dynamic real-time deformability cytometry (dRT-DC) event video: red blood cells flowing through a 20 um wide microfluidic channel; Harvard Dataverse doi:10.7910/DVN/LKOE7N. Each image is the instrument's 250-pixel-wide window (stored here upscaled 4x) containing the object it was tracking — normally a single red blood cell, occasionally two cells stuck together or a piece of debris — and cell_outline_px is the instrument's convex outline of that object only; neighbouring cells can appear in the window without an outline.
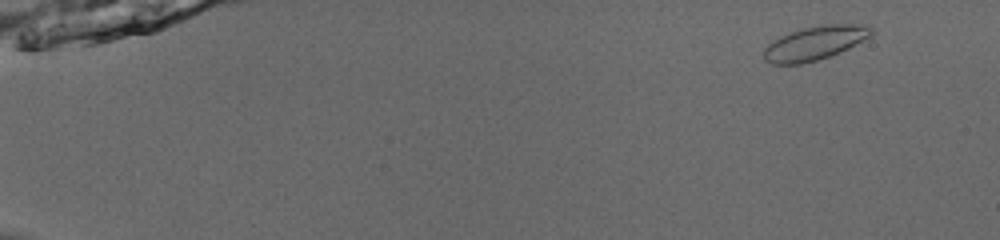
{"species": "common noctule bat (a hibernating species)", "species_latin": "Nyctalus noctula", "temperature_condition": "room temperature", "stored_images_in_passage": 53, "camera_frame_rate_fps": 3000, "um_per_image_px": 0.085, "animal": {"sex": "male", "body_mass_g": 13.0, "forearm_length_mm": 53.1}, "frame": {"image": 1, "passage_image": 3, "time_ms": 0.667, "image_size_px": [1000, 240], "cell_outline_px": [[872, 36], [840, 52], [816, 60], [800, 64], [772, 64], [764, 60], [764, 48], [768, 44], [780, 36], [804, 28], [824, 24], [868, 24], [872, 28]], "centroid_in_image_um": [69.28, 3.65], "position_along_channel_um": 15.7, "area_um2": 21.1}}
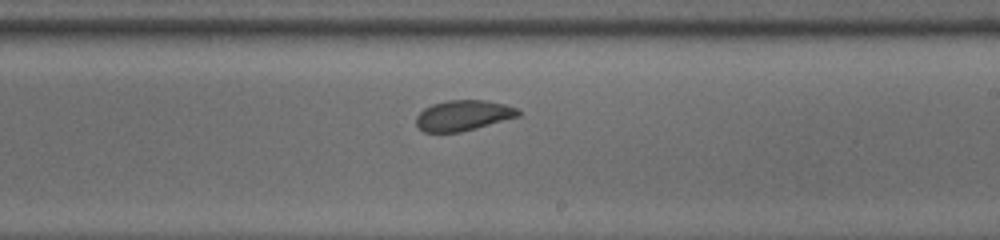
{"frame": {"image": 2, "passage_image": 33, "time_ms": 10.667, "image_size_px": [1000, 240], "cell_outline_px": [[520, 116], [476, 128], [460, 132], [424, 132], [416, 124], [416, 116], [424, 108], [432, 104], [448, 100], [484, 100], [504, 104], [516, 108], [520, 112]], "centroid_in_image_um": [39.36, 9.81], "position_along_channel_um": 249.6, "area_um2": 18.03}}
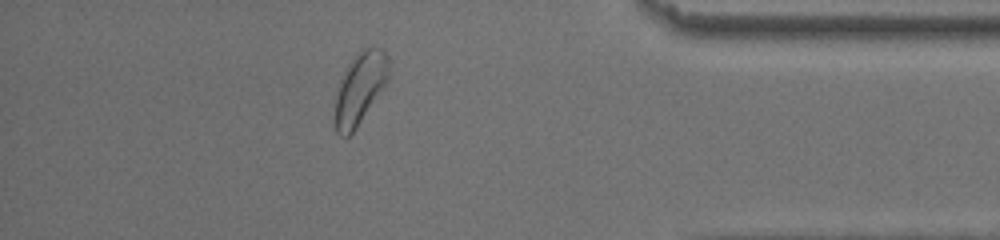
{"frame": {"image": 3, "passage_image": 47, "time_ms": 15.333, "image_size_px": [1000, 240], "cell_outline_px": [[388, 80], [356, 128], [348, 136], [340, 136], [336, 132], [336, 96], [340, 80], [348, 64], [364, 48], [380, 48], [388, 56]], "centroid_in_image_um": [30.6, 7.5], "position_along_channel_um": 404.6, "area_um2": 21.68}, "authors_computed_cell_mechanics": {"area_um2": 19.941, "velocity_mm_per_s": 3.8278, "shape_relaxation_time_tau1_ms": 3.22, "shape_relaxation_time_tau2_ms": 1.0619, "deformation_change_tau1": 0.0715, "deformation_change_tau2": 0.0431}}